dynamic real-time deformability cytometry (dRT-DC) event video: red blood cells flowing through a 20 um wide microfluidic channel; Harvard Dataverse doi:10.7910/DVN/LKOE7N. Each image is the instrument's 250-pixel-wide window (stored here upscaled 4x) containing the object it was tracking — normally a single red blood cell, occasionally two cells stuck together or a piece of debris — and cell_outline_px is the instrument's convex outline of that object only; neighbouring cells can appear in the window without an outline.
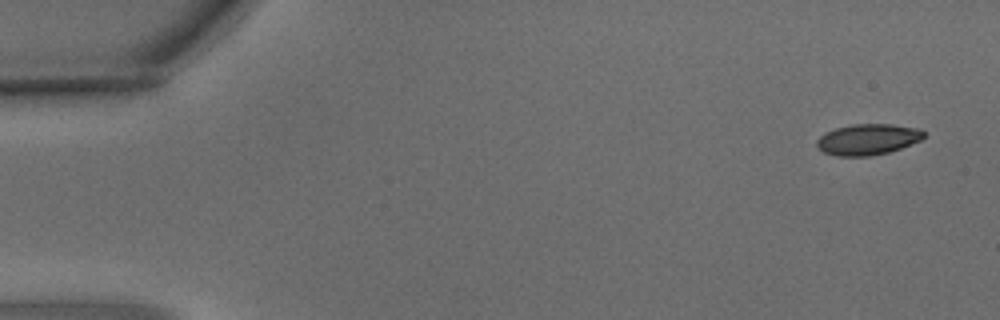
{"species": "common noctule bat (a hibernating species)", "species_latin": "Nyctalus noctula", "temperature_condition": "warm", "stored_images_in_passage": 4, "camera_frame_rate_fps": 3000, "um_per_image_px": 0.085, "animal": {"sex": "male", "body_mass_g": 15.6}, "frame": {"image": 1, "passage_image": 1, "time_ms": 0.0, "image_size_px": [1000, 320], "cell_outline_px": [[924, 136], [920, 140], [900, 148], [888, 152], [868, 156], [836, 156], [824, 152], [816, 144], [816, 140], [824, 132], [836, 128], [852, 124], [892, 124], [920, 128], [924, 132]], "centroid_in_image_um": [73.74, 11.84], "position_along_channel_um": 11.3, "area_um2": 19.25}}
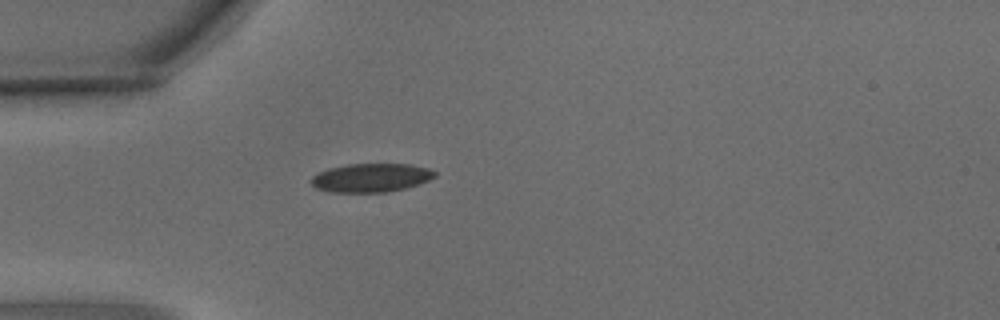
{"frame": {"image": 2, "passage_image": 4, "time_ms": 1.0, "image_size_px": [1000, 320], "cell_outline_px": [[436, 176], [428, 180], [404, 188], [388, 192], [328, 192], [316, 188], [308, 180], [312, 176], [328, 168], [348, 164], [412, 164], [428, 168], [436, 172]], "centroid_in_image_um": [31.5, 15.1], "position_along_channel_um": 53.5, "area_um2": 20.63}}